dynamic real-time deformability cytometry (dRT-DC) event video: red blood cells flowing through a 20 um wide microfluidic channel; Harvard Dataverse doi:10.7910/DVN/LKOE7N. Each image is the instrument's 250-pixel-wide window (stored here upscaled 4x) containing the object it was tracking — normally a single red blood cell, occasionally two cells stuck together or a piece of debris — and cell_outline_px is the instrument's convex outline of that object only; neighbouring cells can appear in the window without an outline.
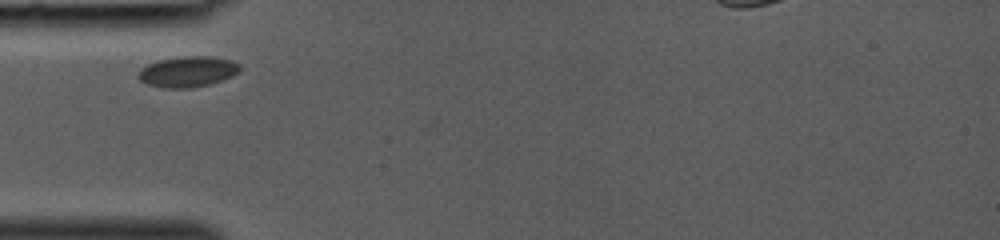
{"species": "common noctule bat (a hibernating species)", "species_latin": "Nyctalus noctula", "temperature_condition": "room temperature", "stored_images_in_passage": 2, "camera_frame_rate_fps": 3000, "um_per_image_px": 0.085, "animal": {"sex": "female", "body_mass_g": 19.0, "forearm_length_mm": 53.3}, "frame": {"image": 1, "passage_image": 1, "time_ms": 0.0, "image_size_px": [1000, 240], "cell_outline_px": [[240, 72], [232, 76], [212, 84], [192, 88], [164, 88], [148, 84], [140, 80], [136, 76], [140, 68], [156, 60], [184, 56], [208, 56], [232, 60], [240, 64]], "centroid_in_image_um": [15.95, 6.09], "position_along_channel_um": 69.0, "area_um2": 18.44}}
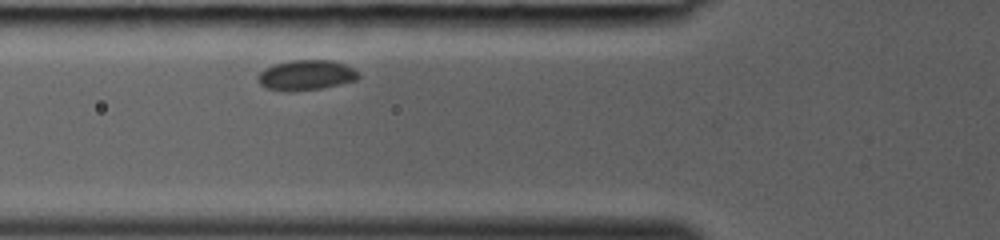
{"frame": {"image": 2, "passage_image": 2, "time_ms": 0.333, "image_size_px": [1000, 240], "cell_outline_px": [[360, 76], [356, 80], [340, 84], [320, 88], [292, 92], [284, 92], [268, 88], [260, 84], [256, 80], [260, 72], [264, 68], [288, 60], [332, 60], [344, 64], [360, 72]], "centroid_in_image_um": [26.01, 6.39], "position_along_channel_um": 99.8, "area_um2": 17.8}}